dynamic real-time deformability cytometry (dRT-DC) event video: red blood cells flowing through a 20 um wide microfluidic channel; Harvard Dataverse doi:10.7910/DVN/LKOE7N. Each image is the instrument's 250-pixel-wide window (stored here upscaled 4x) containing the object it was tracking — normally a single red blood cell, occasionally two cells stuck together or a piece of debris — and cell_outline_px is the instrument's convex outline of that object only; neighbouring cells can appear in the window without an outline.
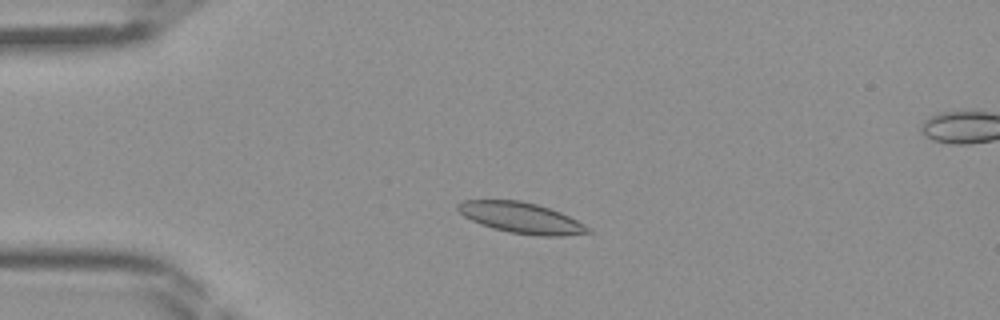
{"species": "Egyptian fruit bat (a non-hibernating species)", "species_latin": "Rousettus aegyptiacus", "temperature_condition": "room temperature", "stored_images_in_passage": 44, "camera_frame_rate_fps": 3000, "um_per_image_px": 0.085, "frame": {"image": 1, "passage_image": 10, "time_ms": 3.0, "image_size_px": [1000, 320], "cell_outline_px": [[592, 232], [564, 236], [540, 236], [508, 232], [492, 228], [480, 224], [464, 216], [456, 208], [456, 204], [464, 200], [520, 200], [536, 204], [560, 212], [584, 224]], "centroid_in_image_um": [44.28, 18.51], "position_along_channel_um": 40.7, "area_um2": 23.24}}
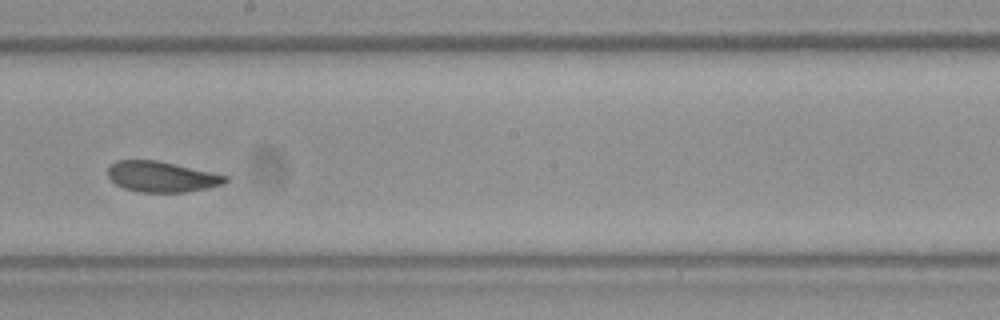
{"frame": {"image": 2, "passage_image": 25, "time_ms": 8.0, "image_size_px": [1000, 320], "cell_outline_px": [[228, 180], [224, 184], [208, 188], [184, 192], [140, 192], [124, 188], [116, 184], [108, 176], [108, 168], [116, 160], [156, 160], [228, 176]], "centroid_in_image_um": [13.73, 15.02], "position_along_channel_um": 234.5, "area_um2": 20.75}}
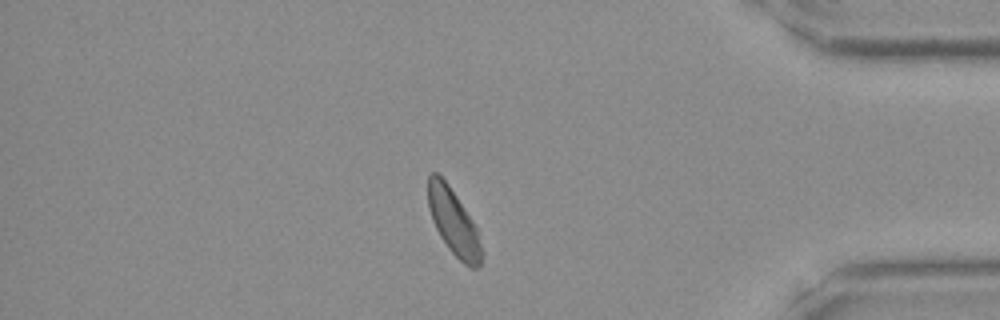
{"frame": {"image": 3, "passage_image": 38, "time_ms": 12.333, "image_size_px": [1000, 320], "cell_outline_px": [[484, 252], [480, 264], [476, 268], [472, 268], [464, 264], [448, 248], [440, 236], [432, 220], [428, 208], [428, 176], [432, 172], [436, 172], [448, 184], [472, 220], [476, 228]], "centroid_in_image_um": [38.55, 18.9], "position_along_channel_um": 396.6, "area_um2": 20.4}}